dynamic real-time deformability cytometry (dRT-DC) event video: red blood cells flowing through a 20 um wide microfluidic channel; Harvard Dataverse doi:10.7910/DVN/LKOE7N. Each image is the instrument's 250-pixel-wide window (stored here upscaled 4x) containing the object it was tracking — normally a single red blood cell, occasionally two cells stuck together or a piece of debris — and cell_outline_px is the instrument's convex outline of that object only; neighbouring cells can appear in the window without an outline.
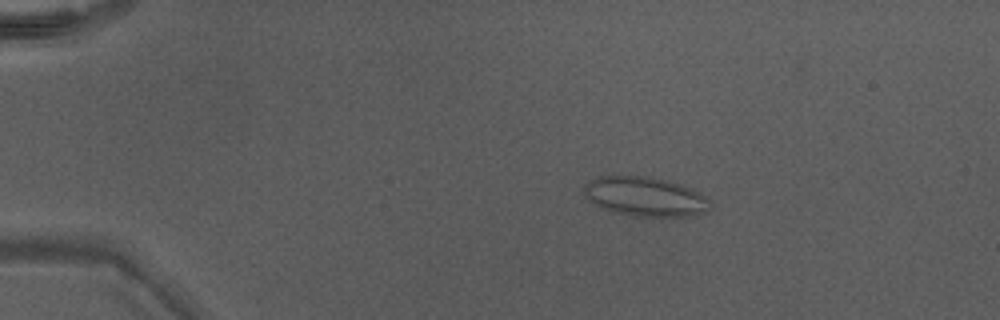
{"species": "Egyptian fruit bat (a non-hibernating species)", "species_latin": "Rousettus aegyptiacus", "temperature_condition": "warm", "stored_images_in_passage": 41, "camera_frame_rate_fps": 3000, "um_per_image_px": 0.085, "animal": {"sex": "male"}, "frame": {"image": 1, "passage_image": 2, "time_ms": 0.333, "image_size_px": [1000, 320], "cell_outline_px": [[712, 208], [708, 212], [692, 216], [636, 216], [612, 212], [600, 208], [588, 200], [584, 196], [584, 184], [596, 176], [648, 176], [680, 184], [692, 188], [712, 200]], "centroid_in_image_um": [54.85, 16.72], "position_along_channel_um": 30.1, "area_um2": 29.42}}
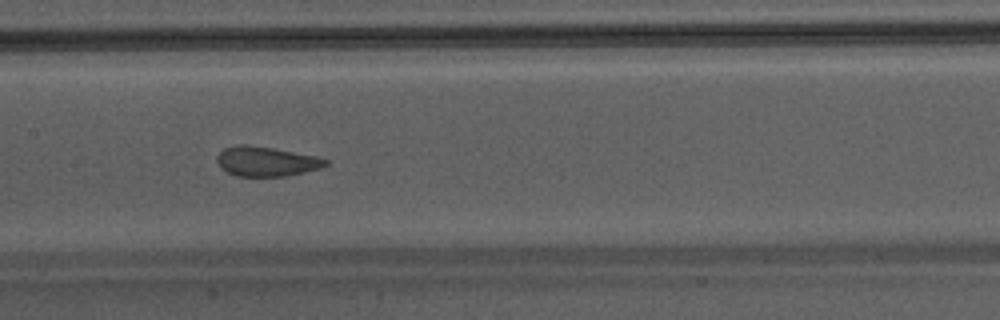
{"frame": {"image": 2, "passage_image": 18, "time_ms": 5.667, "image_size_px": [1000, 320], "cell_outline_px": [[328, 164], [320, 168], [304, 172], [284, 176], [236, 176], [220, 168], [216, 160], [216, 156], [224, 148], [236, 144], [244, 144], [272, 148], [316, 156], [328, 160]], "centroid_in_image_um": [22.59, 13.72], "position_along_channel_um": 184.8, "area_um2": 18.73}}
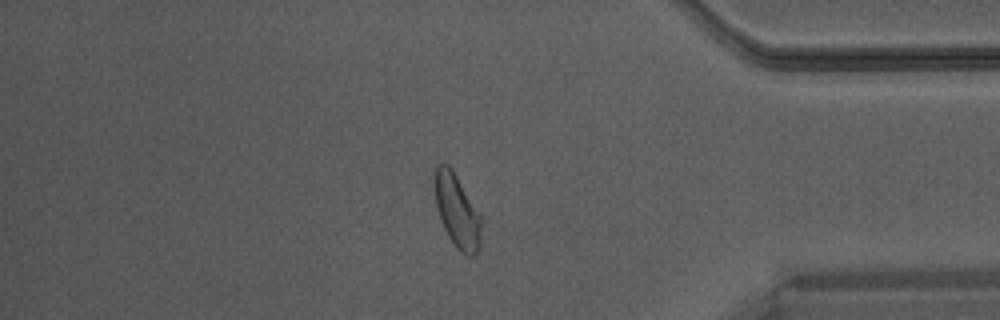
{"frame": {"image": 3, "passage_image": 34, "time_ms": 11.0, "image_size_px": [1000, 320], "cell_outline_px": [[480, 248], [472, 256], [468, 256], [460, 252], [456, 248], [448, 236], [440, 220], [436, 208], [432, 184], [432, 176], [436, 164], [448, 164], [452, 168], [480, 212]], "centroid_in_image_um": [38.8, 17.87], "position_along_channel_um": 396.4, "area_um2": 20.52}}